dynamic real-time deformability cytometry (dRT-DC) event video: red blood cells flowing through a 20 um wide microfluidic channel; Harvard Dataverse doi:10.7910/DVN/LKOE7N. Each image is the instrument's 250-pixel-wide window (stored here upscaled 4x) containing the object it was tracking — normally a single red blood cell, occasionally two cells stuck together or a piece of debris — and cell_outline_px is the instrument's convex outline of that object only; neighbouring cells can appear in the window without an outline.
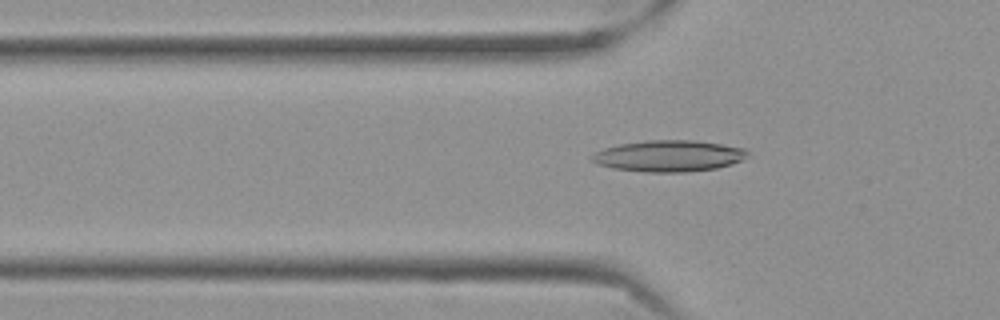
{"species": "Egyptian fruit bat (a non-hibernating species)", "species_latin": "Rousettus aegyptiacus", "temperature_condition": "cold", "stored_images_in_passage": 42, "camera_frame_rate_fps": 3000, "um_per_image_px": 0.085, "frame": {"image": 1, "passage_image": 4, "time_ms": 1.0, "image_size_px": [1000, 320], "cell_outline_px": [[748, 152], [740, 160], [732, 164], [716, 168], [688, 172], [644, 172], [612, 168], [596, 164], [592, 160], [592, 152], [604, 148], [620, 144], [648, 140], [692, 140], [720, 144], [744, 148]], "centroid_in_image_um": [56.79, 13.26], "position_along_channel_um": 69.0, "area_um2": 28.32}}
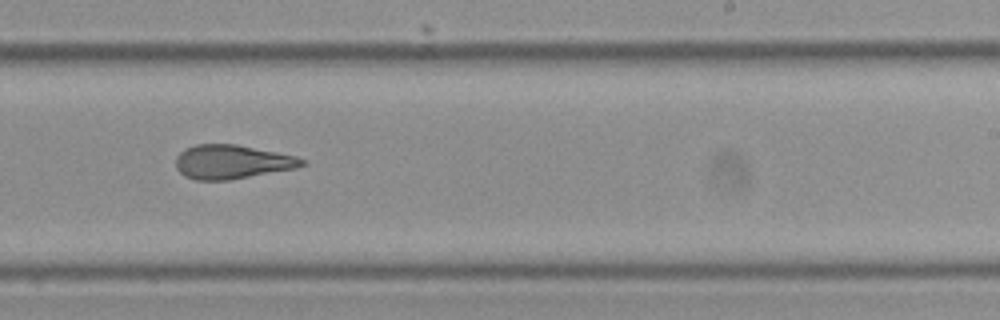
{"frame": {"image": 2, "passage_image": 21, "time_ms": 6.667, "image_size_px": [1000, 320], "cell_outline_px": [[308, 164], [296, 168], [228, 180], [196, 180], [184, 176], [176, 168], [176, 156], [184, 148], [196, 144], [236, 144], [296, 156], [304, 160]], "centroid_in_image_um": [19.69, 13.75], "position_along_channel_um": 269.3, "area_um2": 24.97}}
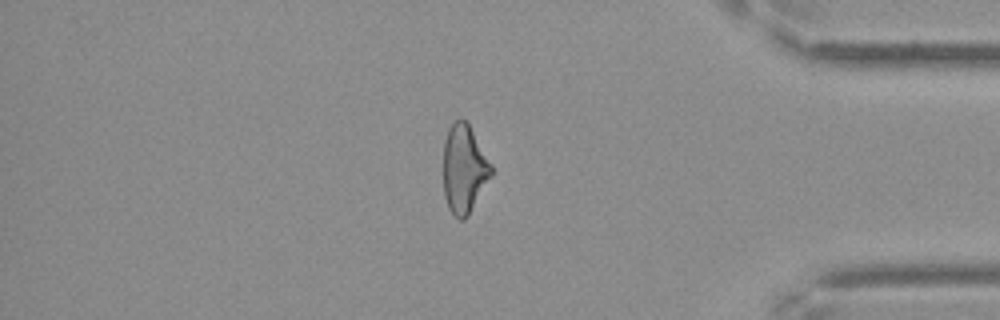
{"frame": {"image": 3, "passage_image": 34, "time_ms": 11.0, "image_size_px": [1000, 320], "cell_outline_px": [[492, 176], [468, 216], [464, 220], [460, 220], [448, 208], [444, 196], [444, 140], [448, 128], [456, 120], [464, 120], [468, 124], [492, 164]], "centroid_in_image_um": [39.45, 14.39], "position_along_channel_um": 395.7, "area_um2": 24.57}}